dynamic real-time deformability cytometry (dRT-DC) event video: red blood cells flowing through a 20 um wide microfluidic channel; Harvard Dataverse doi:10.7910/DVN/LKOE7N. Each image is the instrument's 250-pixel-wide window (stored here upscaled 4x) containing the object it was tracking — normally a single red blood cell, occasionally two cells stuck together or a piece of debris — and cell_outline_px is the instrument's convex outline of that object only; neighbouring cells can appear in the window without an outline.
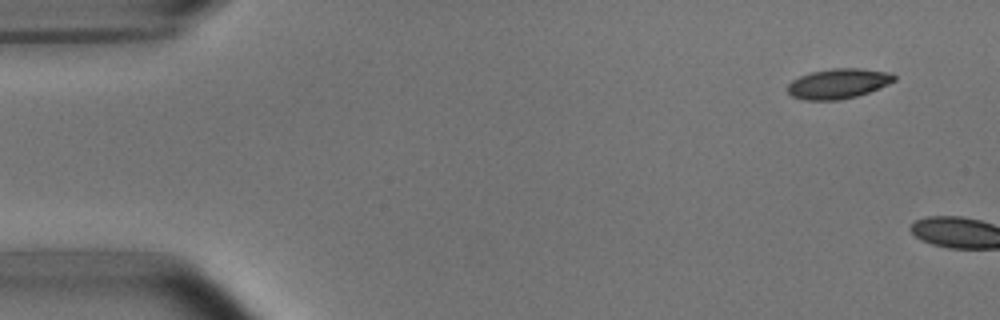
{"species": "common noctule bat (a hibernating species)", "species_latin": "Nyctalus noctula", "temperature_condition": "room temperature", "stored_images_in_passage": 2, "camera_frame_rate_fps": 3000, "um_per_image_px": 0.085, "animal": {"sex": "male", "body_mass_g": 15.6}, "frame": {"image": 1, "passage_image": 1, "time_ms": 0.0, "image_size_px": [1000, 320], "cell_outline_px": [[896, 80], [888, 84], [868, 92], [856, 96], [840, 100], [804, 100], [792, 96], [788, 92], [788, 84], [792, 80], [800, 76], [812, 72], [832, 68], [860, 68], [892, 72], [896, 76]], "centroid_in_image_um": [71.27, 7.1], "position_along_channel_um": 13.7, "area_um2": 18.67}}